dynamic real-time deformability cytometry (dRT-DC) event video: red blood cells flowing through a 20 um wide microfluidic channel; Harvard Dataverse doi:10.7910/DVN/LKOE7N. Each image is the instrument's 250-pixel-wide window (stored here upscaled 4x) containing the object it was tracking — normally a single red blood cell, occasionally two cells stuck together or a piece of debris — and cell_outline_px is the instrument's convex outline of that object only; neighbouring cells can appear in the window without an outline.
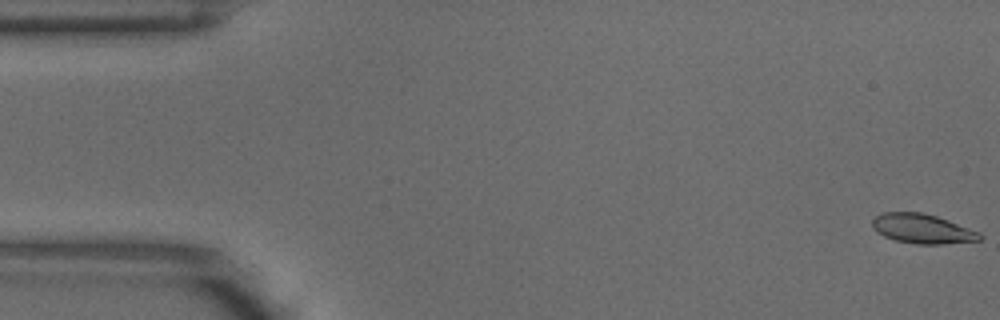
{"species": "common noctule bat (a hibernating species)", "species_latin": "Nyctalus noctula", "temperature_condition": "warm", "stored_images_in_passage": 4, "camera_frame_rate_fps": 3000, "um_per_image_px": 0.085, "animal": {"sex": "male", "body_mass_g": 18.8}, "frame": {"image": 1, "passage_image": 1, "time_ms": 0.0, "image_size_px": [1000, 320], "cell_outline_px": [[984, 236], [980, 240], [940, 244], [916, 244], [896, 240], [884, 236], [876, 232], [872, 228], [872, 220], [876, 216], [884, 212], [920, 212], [936, 216], [948, 220], [980, 232]], "centroid_in_image_um": [78.39, 19.44], "position_along_channel_um": 6.6, "area_um2": 18.44}}
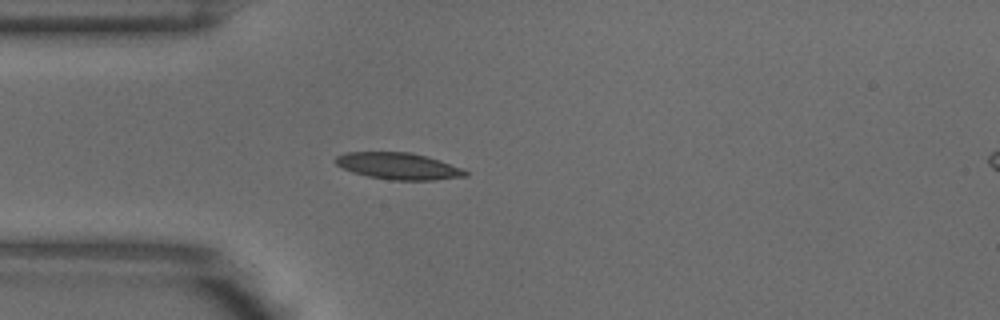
{"frame": {"image": 2, "passage_image": 4, "time_ms": 1.0, "image_size_px": [1000, 320], "cell_outline_px": [[468, 176], [436, 180], [388, 180], [368, 176], [352, 172], [336, 164], [332, 160], [336, 156], [344, 152], [408, 152], [428, 156], [464, 168], [468, 172]], "centroid_in_image_um": [33.88, 14.11], "position_along_channel_um": 51.1, "area_um2": 20.46}}